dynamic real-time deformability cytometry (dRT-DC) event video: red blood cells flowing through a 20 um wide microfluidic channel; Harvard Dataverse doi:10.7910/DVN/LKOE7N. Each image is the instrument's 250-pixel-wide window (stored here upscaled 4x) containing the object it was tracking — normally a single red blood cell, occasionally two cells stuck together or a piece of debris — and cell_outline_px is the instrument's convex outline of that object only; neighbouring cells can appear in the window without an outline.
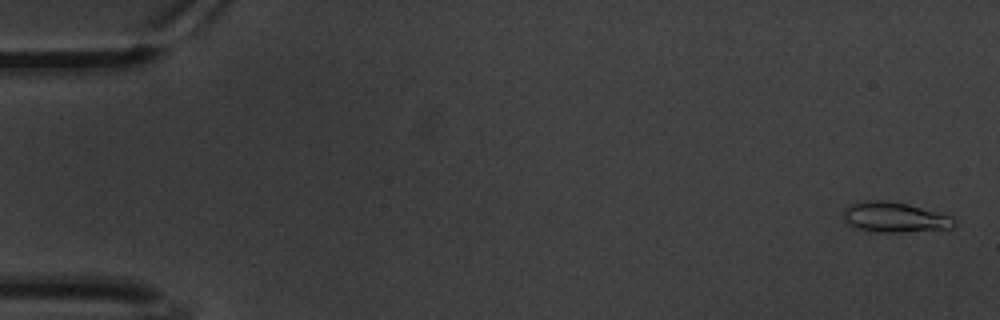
{"species": "common noctule bat (a hibernating species)", "species_latin": "Nyctalus noctula", "temperature_condition": "warm", "stored_images_in_passage": 63, "camera_frame_rate_fps": 3000, "um_per_image_px": 0.085, "animal": {"sex": "male", "body_mass_g": 20.1, "forearm_length_mm": 53.5}, "frame": {"image": 1, "passage_image": 2, "time_ms": 0.333, "image_size_px": [1000, 320], "cell_outline_px": [[956, 224], [948, 228], [904, 232], [868, 232], [856, 228], [844, 220], [844, 208], [848, 204], [868, 200], [884, 200], [908, 204], [952, 216], [956, 220]], "centroid_in_image_um": [76.01, 18.46], "position_along_channel_um": 9.0, "area_um2": 19.54}}
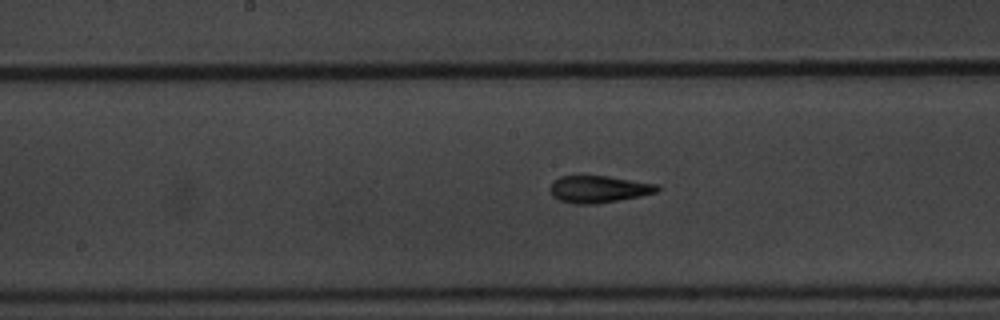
{"frame": {"image": 2, "passage_image": 32, "time_ms": 10.333, "image_size_px": [1000, 320], "cell_outline_px": [[660, 188], [656, 192], [640, 196], [592, 204], [572, 204], [560, 200], [552, 196], [548, 188], [552, 180], [560, 176], [608, 176], [660, 184]], "centroid_in_image_um": [50.85, 16.07], "position_along_channel_um": 197.4, "area_um2": 16.99}}
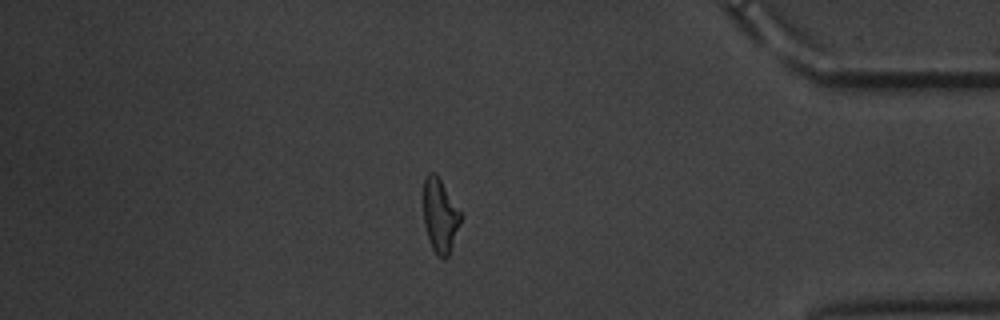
{"frame": {"image": 3, "passage_image": 53, "time_ms": 17.333, "image_size_px": [1000, 320], "cell_outline_px": [[460, 224], [448, 256], [444, 260], [432, 248], [424, 224], [424, 176], [428, 172], [436, 172], [460, 212]], "centroid_in_image_um": [37.38, 18.29], "position_along_channel_um": 397.8, "area_um2": 15.66}, "authors_computed_cell_mechanics": {"area_um2": 16.8198, "velocity_mm_per_s": 3.3101, "shape_relaxation_time_tau1_ms": 6.1949, "shape_relaxation_time_tau2_ms": 1.3556, "deformation_change_tau1": 0.2086, "deformation_change_tau2": 0.1007}}